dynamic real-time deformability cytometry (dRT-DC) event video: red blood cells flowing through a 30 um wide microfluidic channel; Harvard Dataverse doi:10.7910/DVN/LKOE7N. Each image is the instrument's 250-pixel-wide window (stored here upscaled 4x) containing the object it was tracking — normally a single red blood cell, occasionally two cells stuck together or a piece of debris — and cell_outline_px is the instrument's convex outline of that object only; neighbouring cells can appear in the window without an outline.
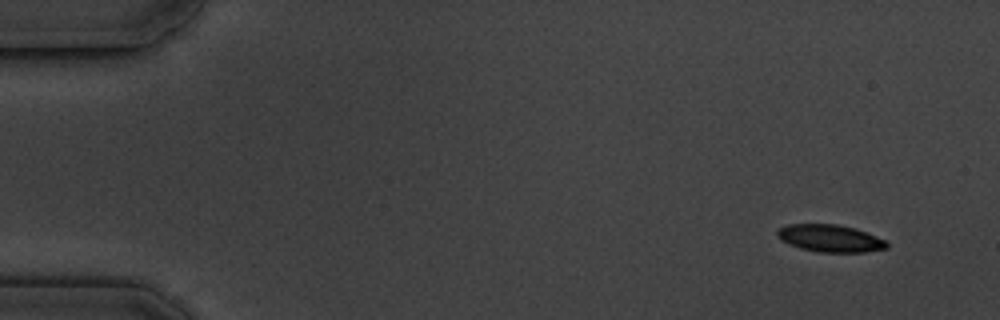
{"species": "common noctule bat (a hibernating species)", "species_latin": "Nyctalus noctula", "temperature_condition": "cold", "stored_images_in_passage": 5, "camera_frame_rate_fps": 3000, "um_per_image_px": 0.085, "animal": {"sex": "male", "body_mass_g": 19.5, "forearm_length_mm": 54.6}, "frame": {"image": 1, "passage_image": 1, "time_ms": 0.0, "image_size_px": [1000, 320], "cell_outline_px": [[888, 248], [864, 252], [820, 252], [800, 248], [788, 244], [780, 240], [776, 236], [776, 232], [780, 228], [788, 224], [836, 224], [856, 228], [888, 240]], "centroid_in_image_um": [70.58, 20.25], "position_along_channel_um": 14.4, "area_um2": 17.63}}